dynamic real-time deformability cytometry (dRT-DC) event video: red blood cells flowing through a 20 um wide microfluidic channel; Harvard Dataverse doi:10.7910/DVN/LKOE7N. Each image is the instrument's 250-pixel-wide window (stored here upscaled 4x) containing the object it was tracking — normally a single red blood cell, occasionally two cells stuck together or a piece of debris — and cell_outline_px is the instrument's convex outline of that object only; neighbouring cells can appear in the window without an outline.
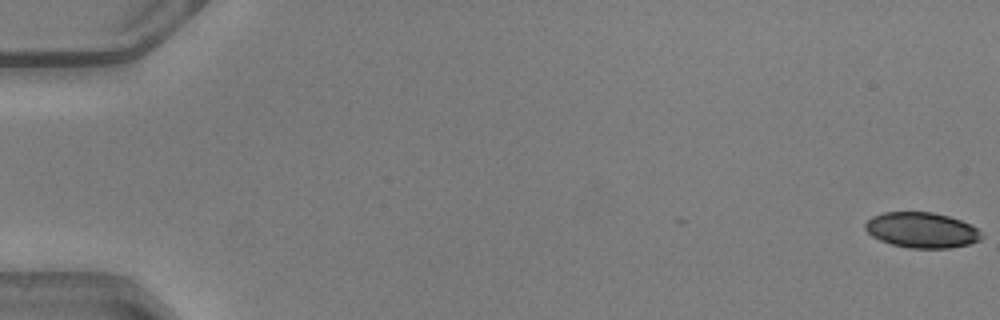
{"species": "common noctule bat (a hibernating species)", "species_latin": "Nyctalus noctula", "temperature_condition": "warm", "stored_images_in_passage": 35, "camera_frame_rate_fps": 3000, "um_per_image_px": 0.085, "animal": {"sex": "male", "body_mass_g": 20.5, "forearm_length_mm": 52.5}, "frame": {"image": 1, "passage_image": 1, "time_ms": 0.0, "image_size_px": [1000, 320], "cell_outline_px": [[984, 236], [980, 240], [968, 244], [952, 248], [908, 248], [892, 244], [880, 240], [872, 236], [864, 228], [864, 224], [872, 216], [884, 212], [932, 212], [948, 216], [972, 224]], "centroid_in_image_um": [78.35, 19.56], "position_along_channel_um": 6.6, "area_um2": 24.1}}
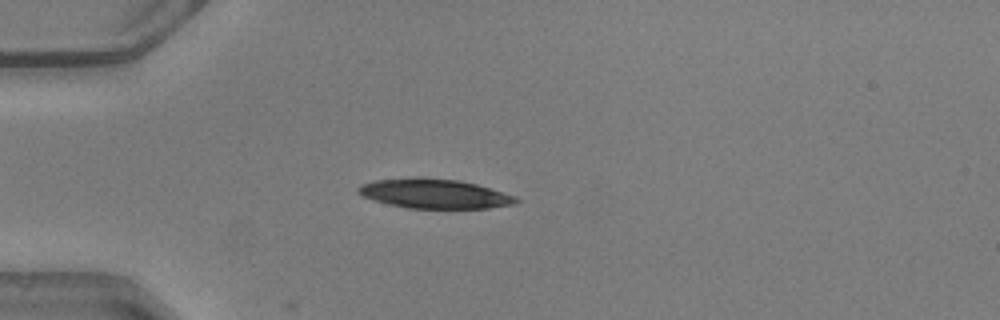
{"frame": {"image": 2, "passage_image": 15, "time_ms": 4.667, "image_size_px": [1000, 320], "cell_outline_px": [[520, 200], [516, 204], [488, 208], [408, 208], [388, 204], [360, 196], [356, 192], [356, 188], [360, 184], [376, 180], [416, 176], [420, 176], [460, 180], [476, 184], [516, 196]], "centroid_in_image_um": [36.88, 16.45], "position_along_channel_um": 48.1, "area_um2": 27.51}}
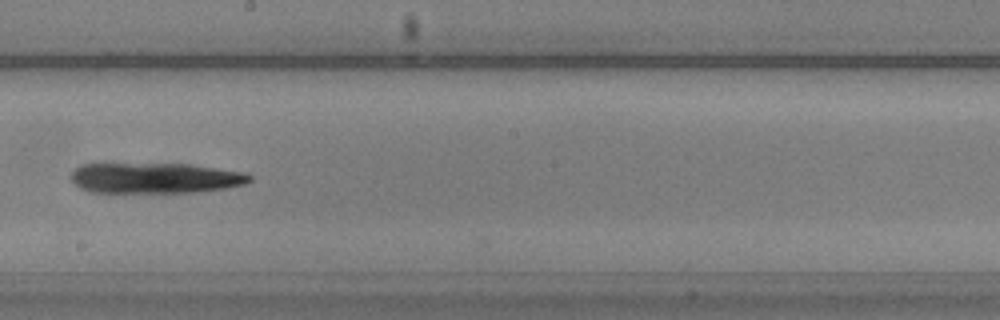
{"frame": {"image": 3, "passage_image": 30, "time_ms": 9.667, "image_size_px": [1000, 320], "cell_outline_px": [[252, 180], [244, 184], [224, 188], [192, 192], [88, 192], [80, 188], [72, 180], [72, 172], [80, 164], [192, 164], [244, 172], [252, 176]], "centroid_in_image_um": [13.19, 15.13], "position_along_channel_um": 235.0, "area_um2": 31.62}}